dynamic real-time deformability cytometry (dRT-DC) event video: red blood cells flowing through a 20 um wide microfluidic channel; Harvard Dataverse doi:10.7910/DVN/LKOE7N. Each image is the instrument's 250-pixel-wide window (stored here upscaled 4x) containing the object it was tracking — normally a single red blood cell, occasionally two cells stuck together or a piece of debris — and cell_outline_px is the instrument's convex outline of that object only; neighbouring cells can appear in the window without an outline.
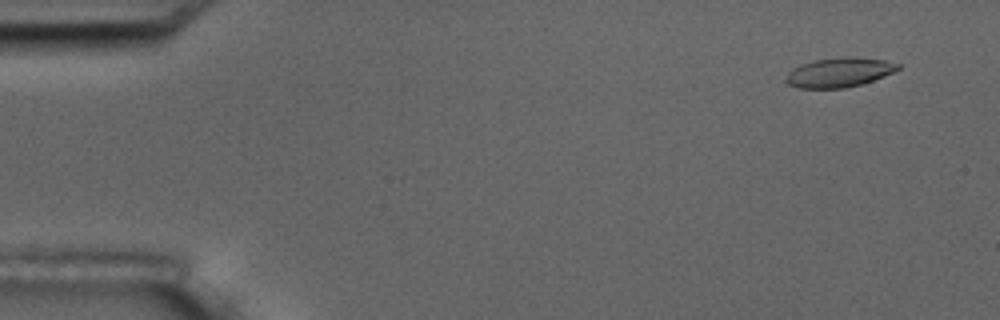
{"species": "common noctule bat (a hibernating species)", "species_latin": "Nyctalus noctula", "temperature_condition": "room temperature", "stored_images_in_passage": 7, "camera_frame_rate_fps": 3000, "um_per_image_px": 0.085, "animal": {"sex": "male", "body_mass_g": 17.5, "forearm_length_mm": 52.3}, "frame": {"image": 1, "passage_image": 1, "time_ms": 0.0, "image_size_px": [1000, 320], "cell_outline_px": [[900, 68], [884, 76], [860, 84], [844, 88], [800, 88], [788, 84], [784, 80], [784, 76], [792, 68], [800, 64], [812, 60], [884, 60], [900, 64]], "centroid_in_image_um": [71.22, 6.21], "position_along_channel_um": 13.8, "area_um2": 18.21}}
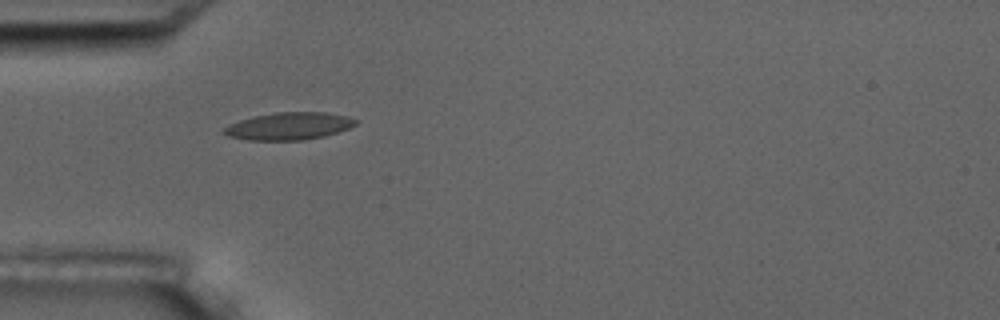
{"frame": {"image": 2, "passage_image": 4, "time_ms": 4.333, "image_size_px": [1000, 320], "cell_outline_px": [[356, 124], [348, 128], [324, 136], [304, 140], [248, 140], [228, 136], [220, 132], [228, 124], [252, 116], [276, 112], [324, 112], [348, 116], [356, 120]], "centroid_in_image_um": [24.5, 10.71], "position_along_channel_um": 60.5, "area_um2": 21.04}}
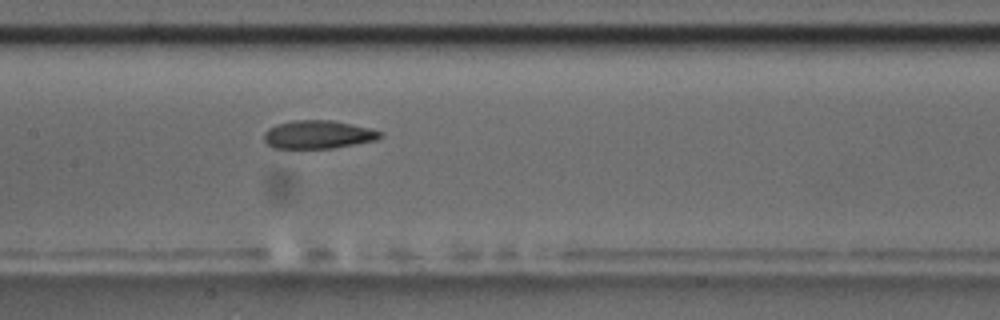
{"frame": {"image": 3, "passage_image": 7, "time_ms": 7.667, "image_size_px": [1000, 320], "cell_outline_px": [[384, 136], [376, 140], [332, 148], [272, 148], [264, 140], [264, 132], [268, 128], [276, 124], [292, 120], [332, 120], [368, 128], [384, 132]], "centroid_in_image_um": [27.03, 11.43], "position_along_channel_um": 180.4, "area_um2": 19.13}}